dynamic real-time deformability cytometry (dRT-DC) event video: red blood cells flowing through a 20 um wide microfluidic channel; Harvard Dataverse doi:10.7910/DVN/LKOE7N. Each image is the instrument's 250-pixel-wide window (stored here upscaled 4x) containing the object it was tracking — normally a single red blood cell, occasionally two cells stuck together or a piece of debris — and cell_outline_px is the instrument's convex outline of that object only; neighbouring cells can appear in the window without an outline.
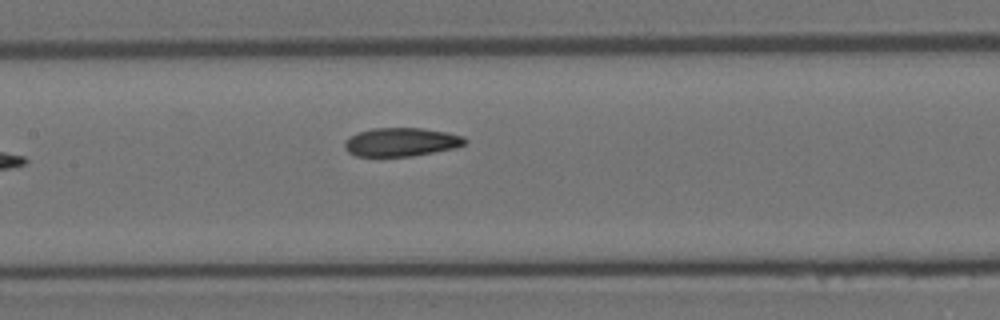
{"species": "Egyptian fruit bat (a non-hibernating species)", "species_latin": "Rousettus aegyptiacus", "temperature_condition": "room temperature", "stored_images_in_passage": 8, "camera_frame_rate_fps": 3000, "um_per_image_px": 0.085, "animal": {"sex": "female"}, "frame": {"image": 1, "passage_image": 8, "time_ms": 2.333, "image_size_px": [1000, 320], "cell_outline_px": [[468, 140], [464, 144], [452, 148], [412, 156], [356, 156], [348, 152], [344, 148], [344, 144], [356, 132], [372, 128], [424, 128], [464, 136]], "centroid_in_image_um": [34.08, 12.07], "position_along_channel_um": 173.3, "area_um2": 19.83}}